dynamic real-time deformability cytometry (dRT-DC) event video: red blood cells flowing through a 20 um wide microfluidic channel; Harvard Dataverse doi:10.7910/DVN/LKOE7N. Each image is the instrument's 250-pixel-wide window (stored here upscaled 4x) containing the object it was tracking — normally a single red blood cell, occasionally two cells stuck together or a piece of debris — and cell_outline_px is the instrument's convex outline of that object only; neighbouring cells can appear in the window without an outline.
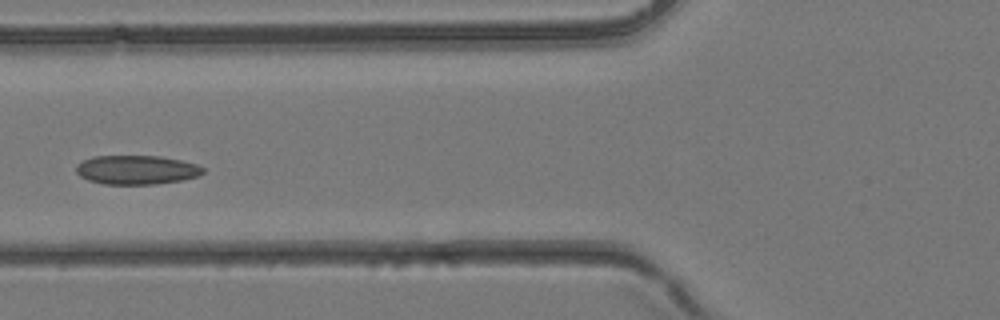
{"species": "common noctule bat (a hibernating species)", "species_latin": "Nyctalus noctula", "temperature_condition": "room temperature", "stored_images_in_passage": 5, "camera_frame_rate_fps": 3000, "um_per_image_px": 0.085, "animal": {"sex": "female", "body_mass_g": 24.6, "forearm_length_mm": 56.2}, "frame": {"image": 1, "passage_image": 5, "time_ms": 1.333, "image_size_px": [1000, 320], "cell_outline_px": [[204, 172], [196, 176], [180, 180], [156, 184], [104, 184], [88, 180], [80, 176], [76, 172], [76, 164], [92, 156], [160, 156], [180, 160], [196, 164], [204, 168]], "centroid_in_image_um": [11.57, 14.43], "position_along_channel_um": 114.2, "area_um2": 21.39}}